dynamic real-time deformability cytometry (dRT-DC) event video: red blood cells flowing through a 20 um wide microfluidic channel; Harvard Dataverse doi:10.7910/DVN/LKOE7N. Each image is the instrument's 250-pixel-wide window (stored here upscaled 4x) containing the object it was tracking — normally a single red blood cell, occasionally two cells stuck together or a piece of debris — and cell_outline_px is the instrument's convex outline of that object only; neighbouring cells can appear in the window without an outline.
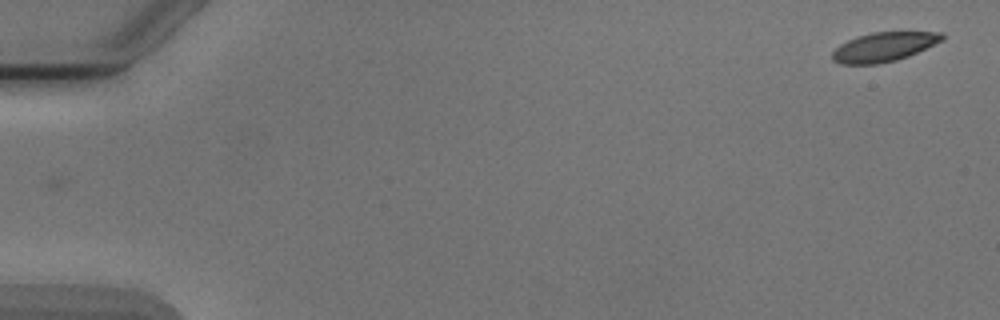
{"species": "Egyptian fruit bat (a non-hibernating species)", "species_latin": "Rousettus aegyptiacus", "temperature_condition": "cold", "stored_images_in_passage": 3, "camera_frame_rate_fps": 3000, "um_per_image_px": 0.085, "animal": {"sex": "male"}, "frame": {"image": 1, "passage_image": 1, "time_ms": 0.0, "image_size_px": [1000, 320], "cell_outline_px": [[944, 40], [908, 56], [896, 60], [880, 64], [840, 64], [832, 60], [832, 52], [840, 44], [848, 40], [872, 32], [944, 32]], "centroid_in_image_um": [75.13, 3.99], "position_along_channel_um": 9.9, "area_um2": 18.67}}